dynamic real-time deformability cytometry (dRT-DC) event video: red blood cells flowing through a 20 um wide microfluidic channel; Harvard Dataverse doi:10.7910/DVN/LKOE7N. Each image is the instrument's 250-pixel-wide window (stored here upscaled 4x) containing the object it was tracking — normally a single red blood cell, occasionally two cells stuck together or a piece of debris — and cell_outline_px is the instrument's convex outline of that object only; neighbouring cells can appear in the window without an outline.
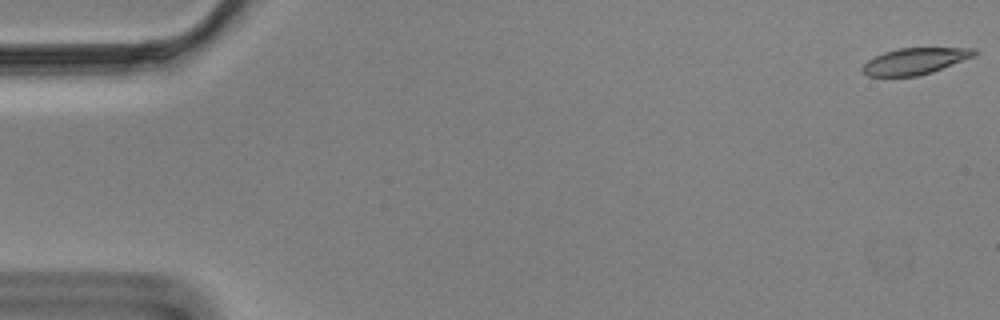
{"species": "Egyptian fruit bat (a non-hibernating species)", "species_latin": "Rousettus aegyptiacus", "temperature_condition": "cold", "stored_images_in_passage": 51, "camera_frame_rate_fps": 3000, "um_per_image_px": 0.085, "animal": {"sex": "male"}, "frame": {"image": 1, "passage_image": 1, "time_ms": 0.0, "image_size_px": [1000, 320], "cell_outline_px": [[980, 52], [976, 56], [932, 72], [916, 76], [868, 76], [860, 68], [868, 60], [884, 52], [900, 48], [976, 48]], "centroid_in_image_um": [77.83, 5.19], "position_along_channel_um": 7.2, "area_um2": 17.22}}
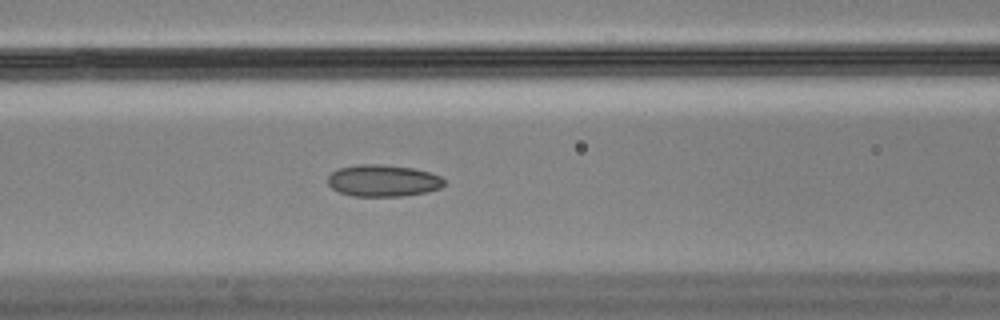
{"frame": {"image": 2, "passage_image": 24, "time_ms": 7.667, "image_size_px": [1000, 320], "cell_outline_px": [[444, 184], [440, 188], [428, 192], [404, 196], [352, 196], [340, 192], [332, 188], [328, 184], [328, 176], [332, 172], [340, 168], [360, 164], [380, 164], [412, 168], [428, 172], [440, 176], [444, 180]], "centroid_in_image_um": [32.56, 15.36], "position_along_channel_um": 134.0, "area_um2": 21.5}}
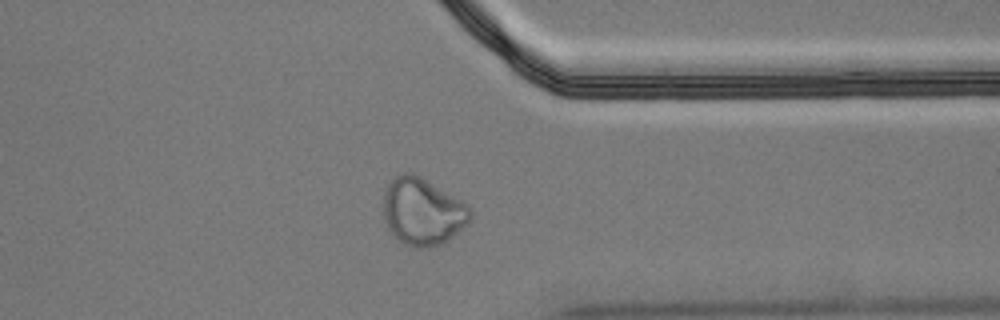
{"frame": {"image": 3, "passage_image": 45, "time_ms": 14.667, "image_size_px": [1000, 320], "cell_outline_px": [[472, 216], [468, 224], [448, 240], [428, 248], [416, 248], [404, 244], [388, 228], [384, 220], [384, 188], [392, 176], [404, 172], [412, 172], [420, 176], [460, 200], [472, 212]], "centroid_in_image_um": [35.89, 17.97], "position_along_channel_um": 375.5, "area_um2": 33.93}, "authors_computed_cell_mechanics": {"area_um2": 21.097, "velocity_mm_per_s": 3.5083, "shape_relaxation_time_tau1_ms": null, "shape_relaxation_time_tau2_ms": 3.81, "deformation_change_tau1": null, "deformation_change_tau2": 0.0844}}